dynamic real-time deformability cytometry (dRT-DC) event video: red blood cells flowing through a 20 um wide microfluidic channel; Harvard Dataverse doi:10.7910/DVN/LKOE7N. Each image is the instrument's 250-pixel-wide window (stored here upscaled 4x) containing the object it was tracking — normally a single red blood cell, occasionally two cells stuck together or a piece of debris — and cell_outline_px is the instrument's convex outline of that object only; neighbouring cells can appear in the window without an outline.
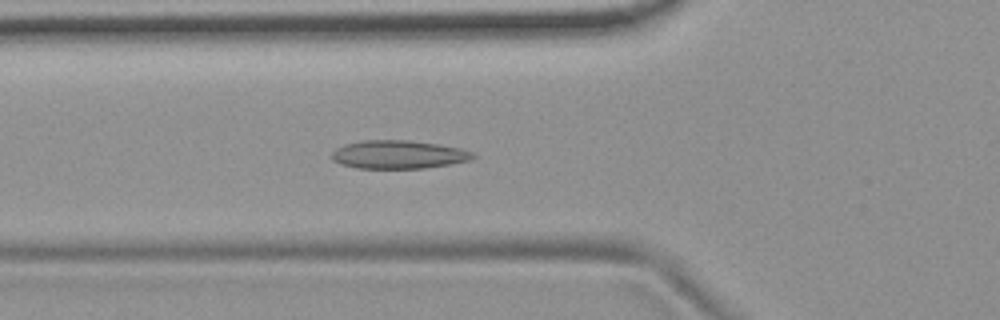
{"species": "common noctule bat (a hibernating species)", "species_latin": "Nyctalus noctula", "temperature_condition": "room temperature", "stored_images_in_passage": 54, "camera_frame_rate_fps": 3000, "um_per_image_px": 0.085, "animal": {"sex": "female", "body_mass_g": 19.9}, "frame": {"image": 1, "passage_image": 19, "time_ms": 6.0, "image_size_px": [1000, 320], "cell_outline_px": [[476, 156], [468, 160], [452, 164], [424, 168], [356, 168], [340, 164], [332, 160], [332, 152], [336, 148], [344, 144], [364, 140], [408, 140], [436, 144], [460, 148], [472, 152]], "centroid_in_image_um": [33.84, 13.14], "position_along_channel_um": 92.0, "area_um2": 23.24}}
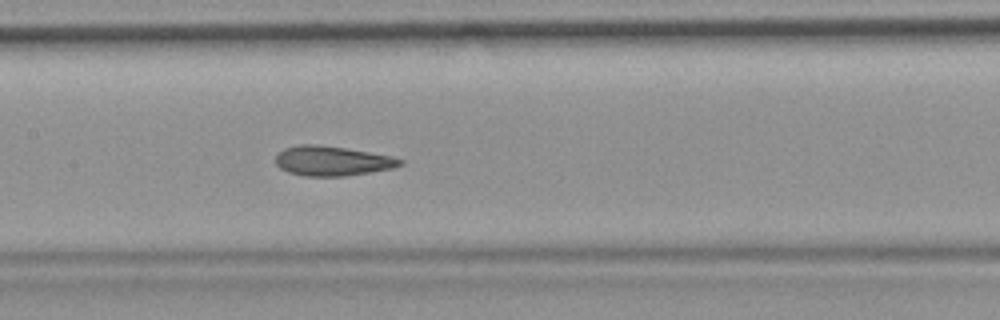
{"frame": {"image": 2, "passage_image": 26, "time_ms": 8.333, "image_size_px": [1000, 320], "cell_outline_px": [[404, 164], [392, 168], [372, 172], [344, 176], [304, 176], [288, 172], [280, 168], [276, 164], [276, 156], [284, 148], [300, 144], [316, 144], [344, 148], [392, 156], [404, 160]], "centroid_in_image_um": [28.24, 13.68], "position_along_channel_um": 179.2, "area_um2": 21.5}}
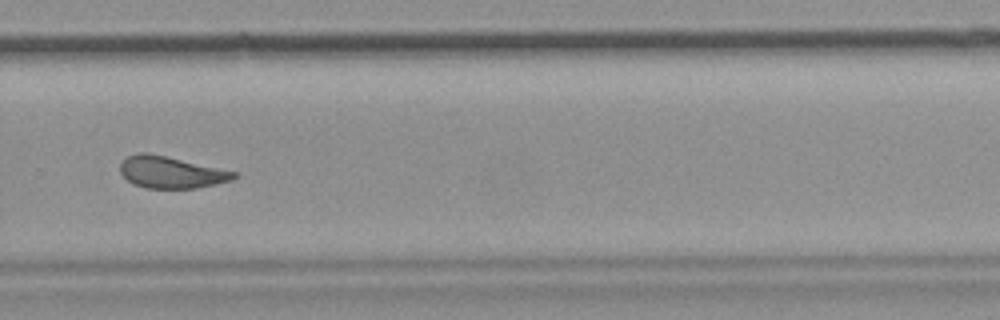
{"frame": {"image": 3, "passage_image": 37, "time_ms": 12.0, "image_size_px": [1000, 320], "cell_outline_px": [[240, 172], [232, 180], [216, 184], [196, 188], [144, 188], [128, 180], [120, 172], [120, 164], [128, 156], [136, 152], [144, 152], [164, 156]], "centroid_in_image_um": [14.57, 14.64], "position_along_channel_um": 315.2, "area_um2": 20.92}, "authors_computed_cell_mechanics": {"area_um2": 22.2241, "velocity_mm_per_s": 3.7308, "shape_relaxation_time_tau1_ms": null, "shape_relaxation_time_tau2_ms": 1.7928, "deformation_change_tau1": null, "deformation_change_tau2": 0.0865}}